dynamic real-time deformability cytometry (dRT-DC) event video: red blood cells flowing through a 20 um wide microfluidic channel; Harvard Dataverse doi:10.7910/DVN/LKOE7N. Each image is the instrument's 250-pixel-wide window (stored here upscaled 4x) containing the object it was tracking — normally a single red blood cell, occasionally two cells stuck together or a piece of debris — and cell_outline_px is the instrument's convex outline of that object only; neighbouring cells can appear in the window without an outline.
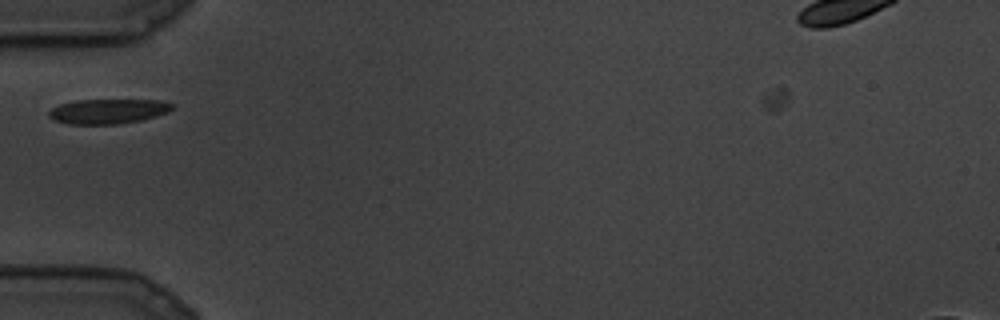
{"species": "common noctule bat (a hibernating species)", "species_latin": "Nyctalus noctula", "temperature_condition": "cold", "stored_images_in_passage": 7, "camera_frame_rate_fps": 3000, "um_per_image_px": 0.085, "animal": {"sex": "male", "body_mass_g": 19.5, "forearm_length_mm": 54.6}, "frame": {"image": 1, "passage_image": 3, "time_ms": 0.667, "image_size_px": [1000, 320], "cell_outline_px": [[172, 108], [168, 112], [140, 120], [116, 124], [68, 124], [52, 120], [48, 116], [48, 112], [52, 108], [60, 104], [76, 100], [160, 100], [172, 104]], "centroid_in_image_um": [9.12, 9.46], "position_along_channel_um": 75.9, "area_um2": 17.69}}
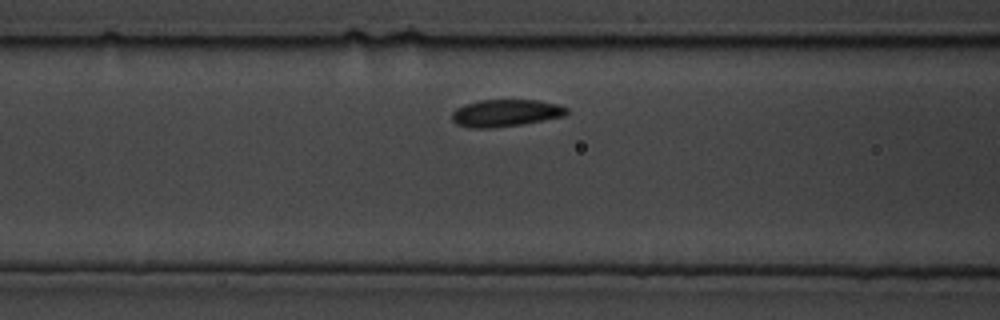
{"frame": {"image": 2, "passage_image": 5, "time_ms": 1.333, "image_size_px": [1000, 320], "cell_outline_px": [[568, 112], [564, 116], [524, 124], [488, 128], [468, 128], [456, 124], [452, 120], [452, 112], [456, 108], [464, 104], [480, 100], [536, 100], [560, 104], [568, 108]], "centroid_in_image_um": [42.97, 9.6], "position_along_channel_um": 123.6, "area_um2": 18.32}}
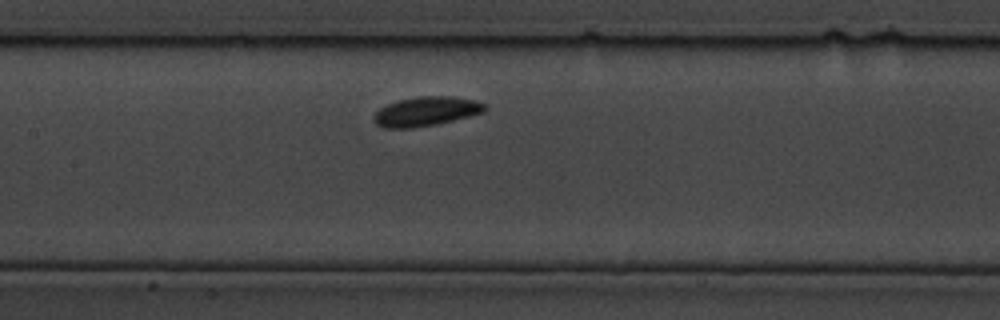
{"frame": {"image": 3, "passage_image": 7, "time_ms": 2.0, "image_size_px": [1000, 320], "cell_outline_px": [[488, 108], [484, 112], [436, 124], [412, 128], [384, 128], [376, 124], [372, 120], [372, 116], [380, 108], [388, 104], [400, 100], [420, 96], [452, 96], [476, 100], [484, 104]], "centroid_in_image_um": [36.2, 9.47], "position_along_channel_um": 171.2, "area_um2": 18.9}}